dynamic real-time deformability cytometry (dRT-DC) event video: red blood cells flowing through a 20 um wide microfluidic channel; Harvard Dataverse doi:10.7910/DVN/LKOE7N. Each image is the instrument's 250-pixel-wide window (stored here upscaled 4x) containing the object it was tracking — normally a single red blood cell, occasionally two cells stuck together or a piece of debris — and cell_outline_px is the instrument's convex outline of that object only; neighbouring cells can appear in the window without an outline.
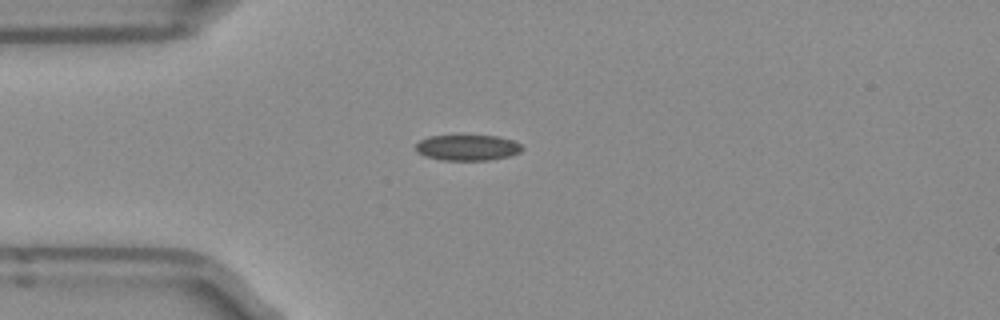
{"species": "Egyptian fruit bat (a non-hibernating species)", "species_latin": "Rousettus aegyptiacus", "temperature_condition": "room temperature", "stored_images_in_passage": 3, "camera_frame_rate_fps": 3000, "um_per_image_px": 0.085, "frame": {"image": 1, "passage_image": 3, "time_ms": 0.667, "image_size_px": [1000, 320], "cell_outline_px": [[524, 148], [520, 152], [508, 156], [488, 160], [440, 160], [424, 156], [416, 148], [416, 144], [420, 140], [428, 136], [496, 136], [512, 140], [520, 144]], "centroid_in_image_um": [39.74, 12.55], "position_along_channel_um": 45.3, "area_um2": 15.78}}